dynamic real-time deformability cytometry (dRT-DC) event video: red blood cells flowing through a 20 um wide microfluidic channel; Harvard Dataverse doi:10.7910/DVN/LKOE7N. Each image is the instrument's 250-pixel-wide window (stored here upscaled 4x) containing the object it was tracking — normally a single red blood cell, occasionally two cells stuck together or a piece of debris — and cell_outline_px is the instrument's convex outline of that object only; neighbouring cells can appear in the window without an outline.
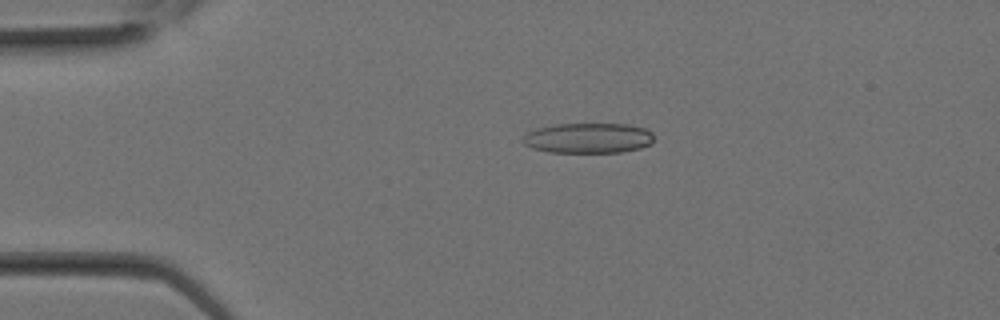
{"species": "Egyptian fruit bat (a non-hibernating species)", "species_latin": "Rousettus aegyptiacus", "temperature_condition": "room temperature", "stored_images_in_passage": 16, "camera_frame_rate_fps": 3000, "um_per_image_px": 0.085, "animal": {"sex": "female"}, "frame": {"image": 1, "passage_image": 4, "time_ms": 1.0, "image_size_px": [1000, 320], "cell_outline_px": [[652, 144], [640, 148], [624, 152], [548, 152], [532, 148], [524, 144], [520, 140], [528, 132], [536, 128], [556, 124], [628, 124], [644, 128], [652, 132]], "centroid_in_image_um": [49.99, 11.74], "position_along_channel_um": 35.0, "area_um2": 23.18}}
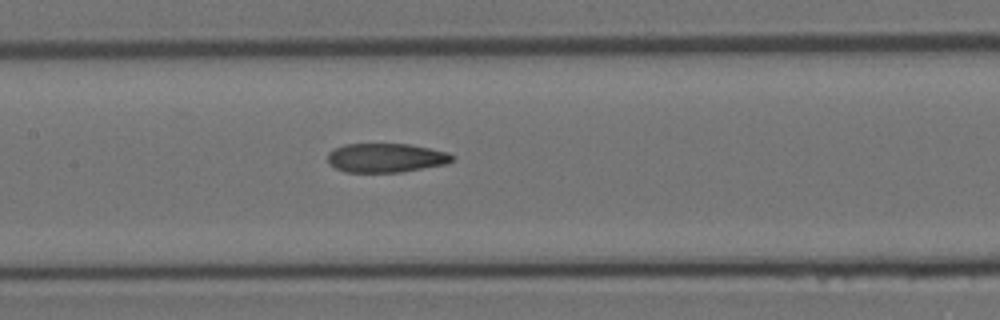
{"frame": {"image": 2, "passage_image": 12, "time_ms": 3.667, "image_size_px": [1000, 320], "cell_outline_px": [[456, 160], [444, 164], [400, 172], [344, 172], [328, 164], [328, 152], [332, 148], [344, 144], [408, 144], [448, 152], [456, 156]], "centroid_in_image_um": [32.78, 13.41], "position_along_channel_um": 174.6, "area_um2": 21.21}}
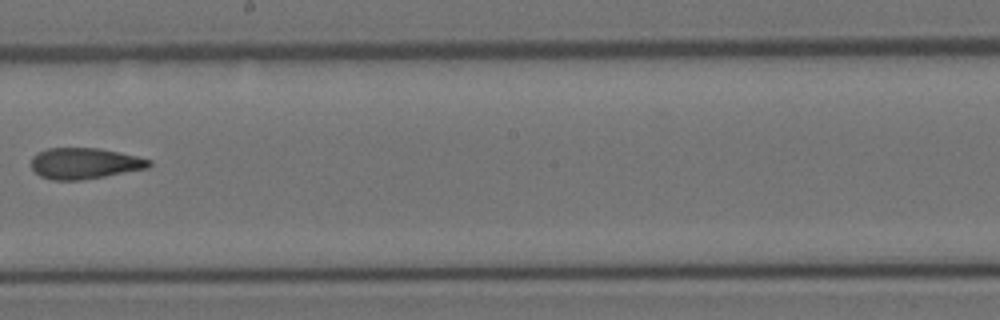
{"frame": {"image": 3, "passage_image": 15, "time_ms": 4.667, "image_size_px": [1000, 320], "cell_outline_px": [[152, 164], [148, 168], [104, 176], [80, 180], [52, 180], [40, 176], [32, 168], [32, 156], [36, 152], [48, 148], [100, 148], [136, 156], [152, 160]], "centroid_in_image_um": [7.18, 13.88], "position_along_channel_um": 241.0, "area_um2": 21.27}}